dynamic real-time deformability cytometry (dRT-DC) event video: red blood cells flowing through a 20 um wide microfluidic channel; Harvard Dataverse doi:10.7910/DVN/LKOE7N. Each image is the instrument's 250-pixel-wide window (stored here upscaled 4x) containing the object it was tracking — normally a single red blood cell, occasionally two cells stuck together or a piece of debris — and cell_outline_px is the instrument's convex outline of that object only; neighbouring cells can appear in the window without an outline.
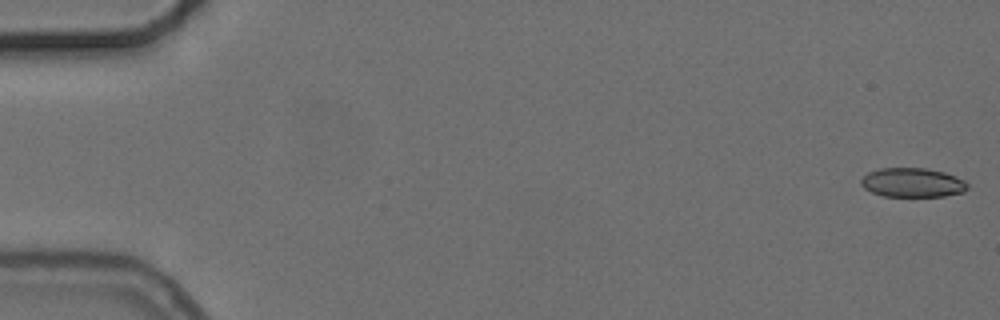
{"species": "common noctule bat (a hibernating species)", "species_latin": "Nyctalus noctula", "temperature_condition": "cold", "stored_images_in_passage": 55, "camera_frame_rate_fps": 3000, "um_per_image_px": 0.085, "animal": {"sex": "female", "body_mass_g": 24.6, "forearm_length_mm": 56.2}, "frame": {"image": 1, "passage_image": 1, "time_ms": 0.0, "image_size_px": [1000, 320], "cell_outline_px": [[968, 188], [964, 192], [944, 196], [884, 196], [872, 192], [864, 188], [860, 184], [860, 180], [868, 172], [880, 168], [928, 168], [944, 172], [956, 176], [964, 180], [968, 184]], "centroid_in_image_um": [77.57, 15.51], "position_along_channel_um": 7.4, "area_um2": 18.21}}
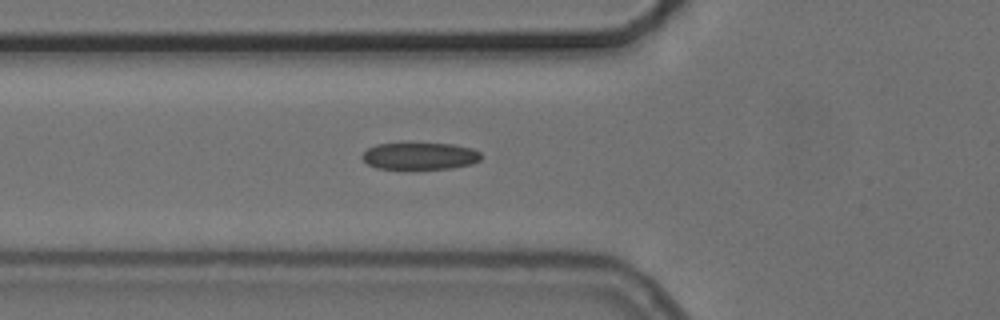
{"frame": {"image": 2, "passage_image": 20, "time_ms": 6.333, "image_size_px": [1000, 320], "cell_outline_px": [[480, 160], [472, 164], [452, 168], [376, 168], [368, 164], [360, 156], [368, 148], [376, 144], [452, 144], [472, 148], [480, 152]], "centroid_in_image_um": [35.69, 13.26], "position_along_channel_um": 90.1, "area_um2": 18.38}}
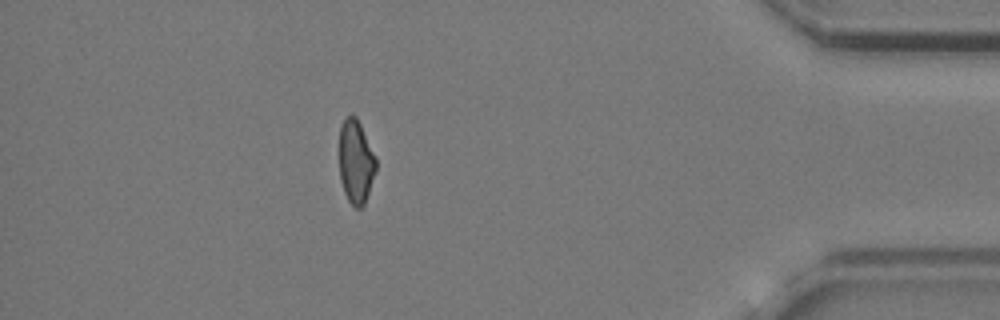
{"frame": {"image": 3, "passage_image": 49, "time_ms": 16.0, "image_size_px": [1000, 320], "cell_outline_px": [[376, 168], [364, 204], [360, 208], [356, 208], [348, 200], [344, 192], [340, 180], [340, 128], [344, 120], [348, 116], [356, 116], [376, 156]], "centroid_in_image_um": [30.24, 13.75], "position_along_channel_um": 405.0, "area_um2": 17.57}, "authors_computed_cell_mechanics": {"area_um2": 19.3052, "velocity_mm_per_s": 3.723, "shape_relaxation_time_tau1_ms": 5.3562, "shape_relaxation_time_tau2_ms": 2.5718, "deformation_change_tau1": 0.1424, "deformation_change_tau2": 0.0943}}